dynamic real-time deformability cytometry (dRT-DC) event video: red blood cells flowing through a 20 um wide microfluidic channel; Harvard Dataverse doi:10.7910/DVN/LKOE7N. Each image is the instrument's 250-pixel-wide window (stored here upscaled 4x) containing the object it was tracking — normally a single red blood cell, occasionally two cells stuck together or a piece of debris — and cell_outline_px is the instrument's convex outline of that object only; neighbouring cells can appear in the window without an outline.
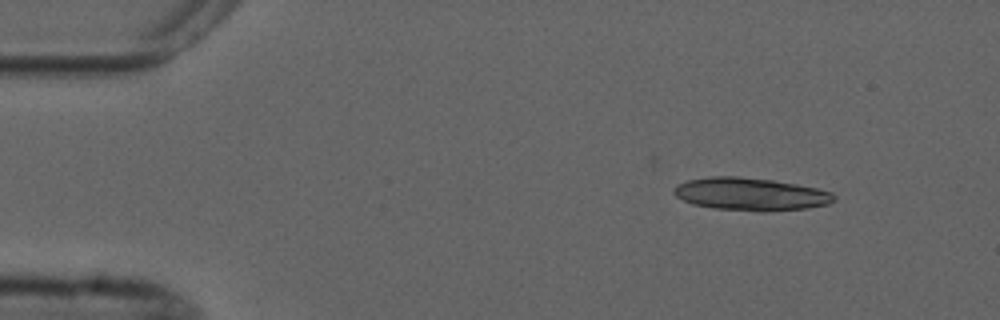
{"species": "common noctule bat (a hibernating species)", "species_latin": "Nyctalus noctula", "temperature_condition": "cold", "stored_images_in_passage": 6, "segment_of_instrument_passage": [1, 2], "camera_frame_rate_fps": 3000, "um_per_image_px": 0.085, "animal": {"sex": "male", "forearm_length_mm": 52.5}, "frame": {"image": 1, "passage_image": 1, "time_ms": 0.0, "image_size_px": [1000, 320], "cell_outline_px": [[836, 200], [828, 204], [808, 208], [768, 212], [760, 212], [712, 208], [692, 204], [676, 196], [672, 192], [672, 188], [688, 180], [712, 176], [736, 176], [772, 180], [796, 184], [816, 188], [832, 192], [836, 196]], "centroid_in_image_um": [63.82, 16.51], "position_along_channel_um": 21.2, "area_um2": 30.75}}